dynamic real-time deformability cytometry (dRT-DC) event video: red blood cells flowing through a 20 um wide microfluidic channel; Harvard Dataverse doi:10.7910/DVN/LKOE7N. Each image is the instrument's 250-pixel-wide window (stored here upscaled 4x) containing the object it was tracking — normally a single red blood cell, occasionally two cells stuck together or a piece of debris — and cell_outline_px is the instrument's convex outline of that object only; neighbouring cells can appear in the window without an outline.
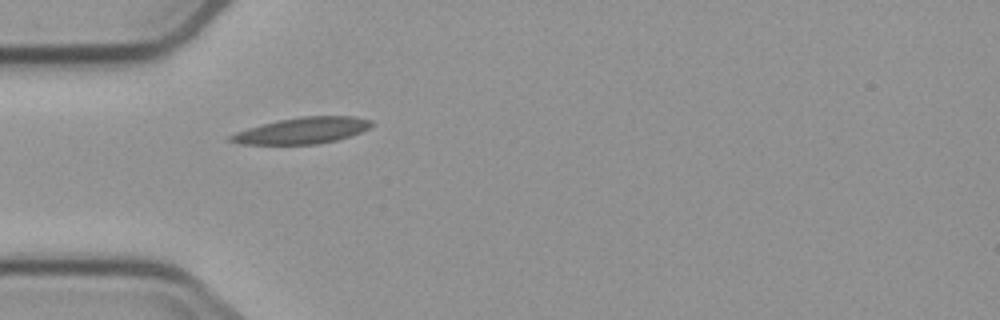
{"species": "common noctule bat (a hibernating species)", "species_latin": "Nyctalus noctula", "temperature_condition": "cold", "stored_images_in_passage": 4, "camera_frame_rate_fps": 3000, "um_per_image_px": 0.085, "animal": {"sex": "male", "body_mass_g": 23.1, "forearm_length_mm": 52.7}, "frame": {"image": 1, "passage_image": 4, "time_ms": 4.333, "image_size_px": [1000, 320], "cell_outline_px": [[376, 124], [360, 132], [336, 140], [316, 144], [240, 144], [228, 140], [228, 136], [236, 132], [248, 128], [276, 120], [300, 116], [352, 116], [372, 120]], "centroid_in_image_um": [25.69, 11.09], "position_along_channel_um": 59.3, "area_um2": 21.56}}